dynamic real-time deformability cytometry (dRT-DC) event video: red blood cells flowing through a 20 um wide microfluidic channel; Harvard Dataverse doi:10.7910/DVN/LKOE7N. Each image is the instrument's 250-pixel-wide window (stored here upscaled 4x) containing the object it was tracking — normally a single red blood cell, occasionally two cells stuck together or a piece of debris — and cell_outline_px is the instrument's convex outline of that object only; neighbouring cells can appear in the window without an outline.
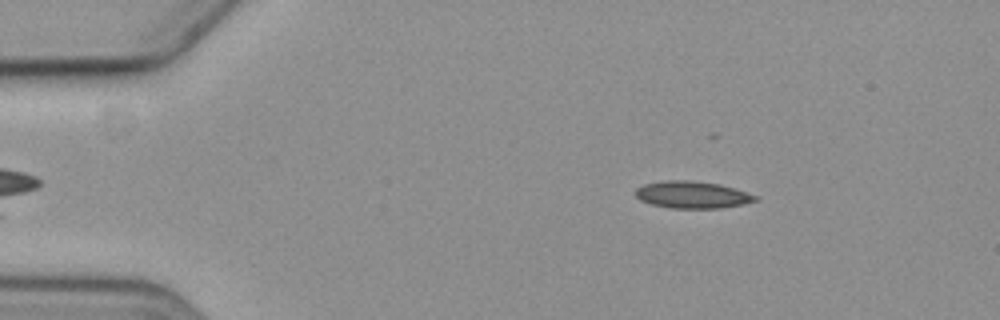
{"species": "common noctule bat (a hibernating species)", "species_latin": "Nyctalus noctula", "temperature_condition": "cold", "stored_images_in_passage": 4, "camera_frame_rate_fps": 3000, "um_per_image_px": 0.085, "animal": {"sex": "female", "body_mass_g": 19.3, "forearm_length_mm": 54.1}, "frame": {"image": 1, "passage_image": 3, "time_ms": 2.333, "image_size_px": [1000, 320], "cell_outline_px": [[760, 196], [756, 200], [740, 204], [720, 208], [672, 208], [652, 204], [640, 200], [636, 196], [636, 188], [644, 184], [664, 180], [688, 180], [720, 184]], "centroid_in_image_um": [58.83, 16.54], "position_along_channel_um": 26.2, "area_um2": 18.73}}